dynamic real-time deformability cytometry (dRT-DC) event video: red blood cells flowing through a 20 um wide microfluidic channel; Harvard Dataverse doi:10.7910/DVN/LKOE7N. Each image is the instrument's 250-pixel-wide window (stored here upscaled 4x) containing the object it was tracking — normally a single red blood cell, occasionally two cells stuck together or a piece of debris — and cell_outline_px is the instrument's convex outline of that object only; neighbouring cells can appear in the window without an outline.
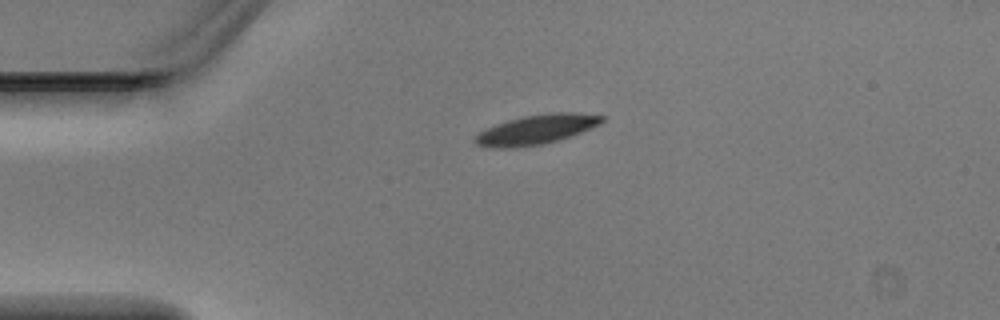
{"species": "Egyptian fruit bat (a non-hibernating species)", "species_latin": "Rousettus aegyptiacus", "temperature_condition": "warm", "stored_images_in_passage": 1, "camera_frame_rate_fps": 3000, "um_per_image_px": 0.085, "animal": {"sex": "male"}, "frame": {"image": 1, "passage_image": 1, "time_ms": 0.0, "image_size_px": [1000, 320], "cell_outline_px": [[604, 120], [600, 124], [580, 132], [544, 144], [512, 148], [488, 148], [476, 144], [472, 140], [472, 136], [496, 124], [508, 120], [524, 116], [552, 112], [576, 112], [604, 116]], "centroid_in_image_um": [45.54, 11.01], "position_along_channel_um": 39.5, "area_um2": 21.79}}